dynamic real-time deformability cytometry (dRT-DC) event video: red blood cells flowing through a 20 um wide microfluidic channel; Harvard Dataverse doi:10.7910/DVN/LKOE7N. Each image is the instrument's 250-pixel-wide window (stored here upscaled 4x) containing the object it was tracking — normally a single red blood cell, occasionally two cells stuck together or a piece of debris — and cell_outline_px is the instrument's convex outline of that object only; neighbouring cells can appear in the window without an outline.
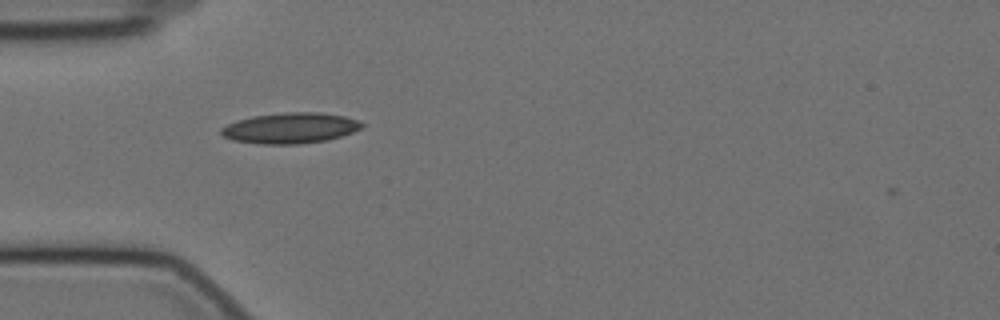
{"species": "Egyptian fruit bat (a non-hibernating species)", "species_latin": "Rousettus aegyptiacus", "temperature_condition": "cold", "stored_images_in_passage": 3, "camera_frame_rate_fps": 3000, "um_per_image_px": 0.085, "animal": {"sex": "female"}, "frame": {"image": 1, "passage_image": 1, "time_ms": 0.0, "image_size_px": [1000, 320], "cell_outline_px": [[364, 124], [360, 128], [352, 132], [328, 140], [296, 144], [260, 144], [232, 140], [224, 136], [220, 132], [220, 128], [236, 120], [252, 116], [288, 112], [320, 112], [344, 116], [356, 120]], "centroid_in_image_um": [24.64, 10.88], "position_along_channel_um": 60.4, "area_um2": 25.03}}